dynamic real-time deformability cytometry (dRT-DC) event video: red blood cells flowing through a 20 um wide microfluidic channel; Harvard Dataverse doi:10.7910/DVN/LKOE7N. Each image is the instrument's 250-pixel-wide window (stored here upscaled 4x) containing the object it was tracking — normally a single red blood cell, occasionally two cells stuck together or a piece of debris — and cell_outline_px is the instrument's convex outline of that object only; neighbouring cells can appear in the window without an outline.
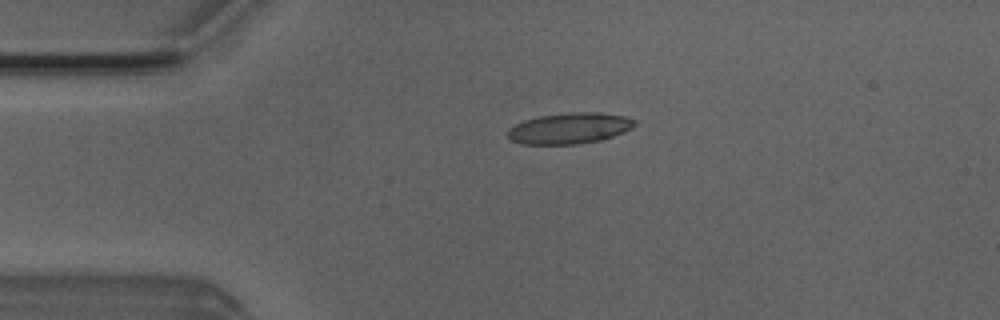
{"species": "Egyptian fruit bat (a non-hibernating species)", "species_latin": "Rousettus aegyptiacus", "temperature_condition": "room temperature", "stored_images_in_passage": 3, "camera_frame_rate_fps": 3000, "um_per_image_px": 0.085, "animal": {"sex": "male"}, "frame": {"image": 1, "passage_image": 2, "time_ms": 0.333, "image_size_px": [1000, 320], "cell_outline_px": [[636, 124], [632, 128], [612, 136], [600, 140], [576, 144], [520, 144], [512, 140], [508, 136], [508, 128], [524, 120], [540, 116], [568, 112], [600, 112], [624, 116], [636, 120]], "centroid_in_image_um": [48.4, 10.89], "position_along_channel_um": 36.6, "area_um2": 22.83}}